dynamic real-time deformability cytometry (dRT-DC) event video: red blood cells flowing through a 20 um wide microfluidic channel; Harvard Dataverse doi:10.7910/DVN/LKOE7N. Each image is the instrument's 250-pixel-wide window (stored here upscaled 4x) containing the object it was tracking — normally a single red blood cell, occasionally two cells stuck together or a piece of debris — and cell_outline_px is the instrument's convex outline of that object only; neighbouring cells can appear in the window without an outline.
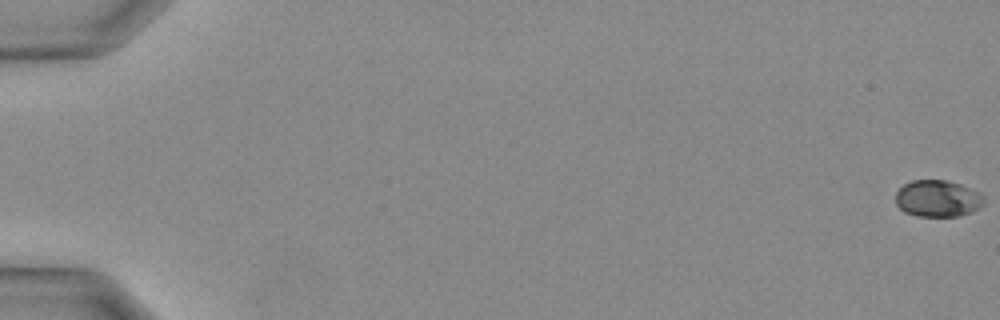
{"species": "Egyptian fruit bat (a non-hibernating species)", "species_latin": "Rousettus aegyptiacus", "temperature_condition": "warm", "stored_images_in_passage": 18, "camera_frame_rate_fps": 3000, "um_per_image_px": 0.085, "animal": {"sex": "female"}, "frame": {"image": 1, "passage_image": 1, "time_ms": 0.0, "image_size_px": [1000, 320], "cell_outline_px": [[984, 204], [972, 212], [956, 216], [916, 216], [904, 212], [896, 204], [896, 192], [904, 184], [912, 180], [944, 180], [960, 184], [984, 196]], "centroid_in_image_um": [79.68, 16.88], "position_along_channel_um": 5.3, "area_um2": 18.79}}
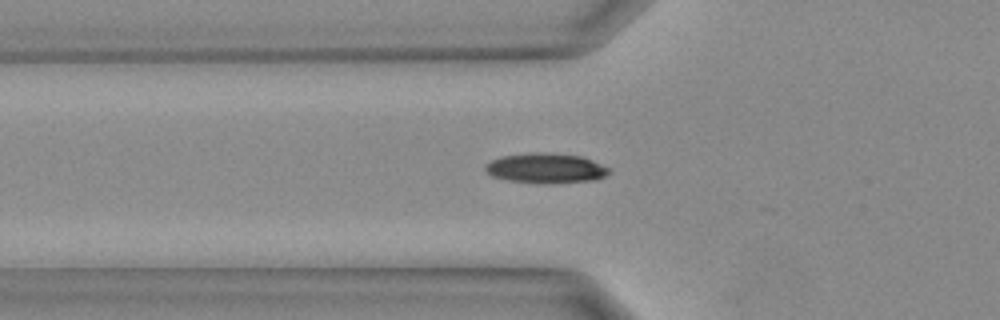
{"frame": {"image": 2, "passage_image": 14, "time_ms": 4.333, "image_size_px": [1000, 320], "cell_outline_px": [[612, 172], [596, 180], [552, 184], [508, 180], [492, 176], [484, 168], [492, 160], [500, 156], [532, 152], [544, 152], [580, 156], [592, 160], [608, 168]], "centroid_in_image_um": [46.42, 14.3], "position_along_channel_um": 79.4, "area_um2": 21.56}}
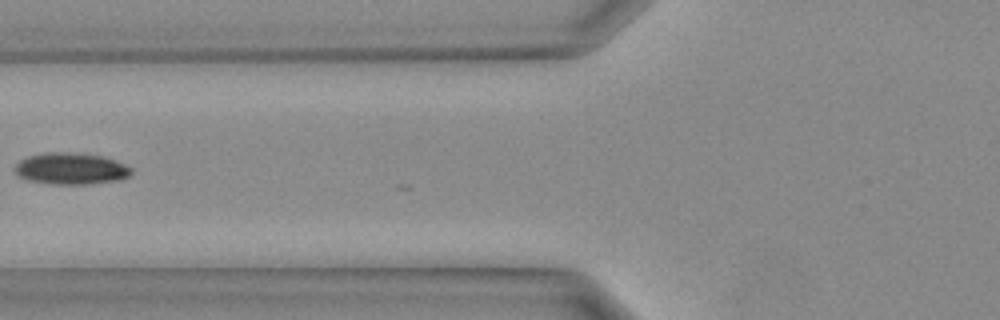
{"frame": {"image": 3, "passage_image": 16, "time_ms": 5.0, "image_size_px": [1000, 320], "cell_outline_px": [[132, 172], [128, 176], [120, 180], [88, 184], [56, 184], [28, 180], [16, 176], [16, 164], [20, 160], [28, 156], [44, 152], [76, 152], [104, 156], [116, 160], [132, 168]], "centroid_in_image_um": [6.04, 14.32], "position_along_channel_um": 119.8, "area_um2": 21.62}}